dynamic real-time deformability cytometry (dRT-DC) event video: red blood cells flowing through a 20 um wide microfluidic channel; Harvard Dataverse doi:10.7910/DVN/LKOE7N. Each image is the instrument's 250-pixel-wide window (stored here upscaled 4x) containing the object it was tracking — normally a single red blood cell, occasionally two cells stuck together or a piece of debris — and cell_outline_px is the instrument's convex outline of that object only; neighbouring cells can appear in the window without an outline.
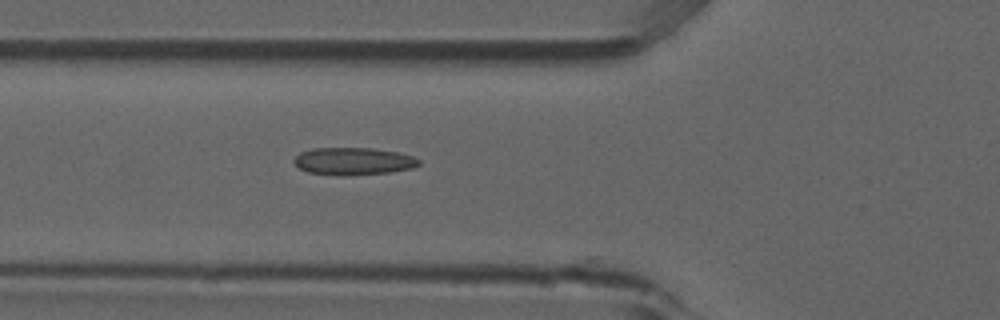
{"species": "common noctule bat (a hibernating species)", "species_latin": "Nyctalus noctula", "temperature_condition": "room temperature", "stored_images_in_passage": 4, "camera_frame_rate_fps": 3000, "um_per_image_px": 0.085, "animal": {"sex": "male", "forearm_length_mm": 52.5}, "frame": {"image": 1, "passage_image": 4, "time_ms": 1.0, "image_size_px": [1000, 320], "cell_outline_px": [[420, 164], [412, 168], [388, 172], [340, 176], [308, 172], [300, 168], [292, 160], [300, 152], [312, 148], [372, 148], [396, 152], [412, 156], [420, 160]], "centroid_in_image_um": [30.01, 13.7], "position_along_channel_um": 95.8, "area_um2": 19.83}}